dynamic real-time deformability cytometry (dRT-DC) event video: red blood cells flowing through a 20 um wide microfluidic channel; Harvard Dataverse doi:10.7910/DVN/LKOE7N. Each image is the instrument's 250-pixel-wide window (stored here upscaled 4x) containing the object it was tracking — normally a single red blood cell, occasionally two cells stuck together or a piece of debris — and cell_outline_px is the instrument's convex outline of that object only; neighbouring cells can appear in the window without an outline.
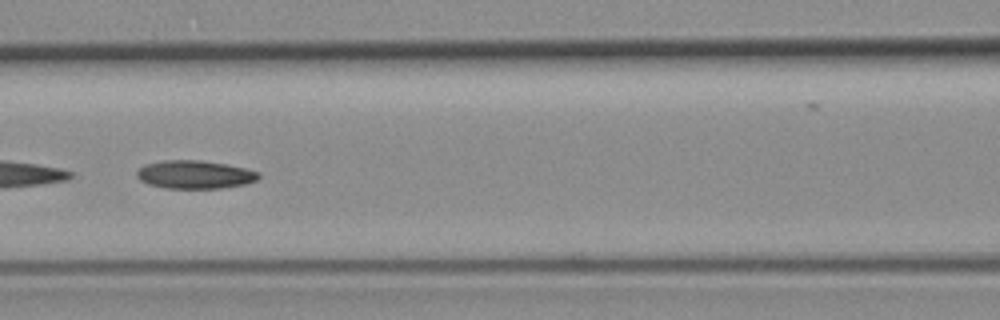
{"species": "common noctule bat (a hibernating species)", "species_latin": "Nyctalus noctula", "temperature_condition": "room temperature", "stored_images_in_passage": 37, "camera_frame_rate_fps": 3000, "um_per_image_px": 0.085, "animal": {"sex": "female", "body_mass_g": 19.3, "forearm_length_mm": 54.1}, "frame": {"image": 1, "passage_image": 11, "time_ms": 3.333, "image_size_px": [1000, 320], "cell_outline_px": [[260, 176], [256, 180], [244, 184], [220, 188], [164, 188], [148, 184], [140, 180], [136, 176], [136, 172], [144, 164], [164, 160], [200, 160], [228, 164], [260, 172]], "centroid_in_image_um": [16.54, 14.83], "position_along_channel_um": 150.1, "area_um2": 20.06}, "authors_computed_cell_mechanics": {"area_um2": 19.8832, "velocity_mm_per_s": 3.7873, "shape_relaxation_time_tau1_ms": 5.7358, "shape_relaxation_time_tau2_ms": 11.3754, "deformation_change_tau1": 0.1575, "deformation_change_tau2": 0.1986}}